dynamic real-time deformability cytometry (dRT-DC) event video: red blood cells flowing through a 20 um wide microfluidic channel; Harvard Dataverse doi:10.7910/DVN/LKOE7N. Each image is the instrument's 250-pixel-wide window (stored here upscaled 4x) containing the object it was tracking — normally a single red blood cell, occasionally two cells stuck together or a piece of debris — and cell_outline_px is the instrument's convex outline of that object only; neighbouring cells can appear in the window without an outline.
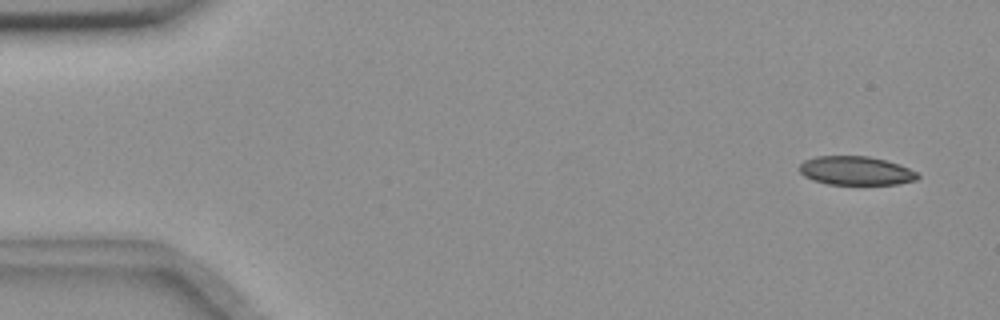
{"species": "common noctule bat (a hibernating species)", "species_latin": "Nyctalus noctula", "temperature_condition": "room temperature", "stored_images_in_passage": 6, "camera_frame_rate_fps": 3000, "um_per_image_px": 0.085, "animal": {"sex": "female", "body_mass_g": 18.4}, "frame": {"image": 1, "passage_image": 1, "time_ms": 0.0, "image_size_px": [1000, 320], "cell_outline_px": [[920, 176], [916, 180], [896, 184], [828, 184], [812, 180], [804, 176], [800, 172], [800, 164], [804, 160], [816, 156], [868, 156], [884, 160], [908, 168], [916, 172]], "centroid_in_image_um": [72.71, 14.51], "position_along_channel_um": 12.3, "area_um2": 19.65}}
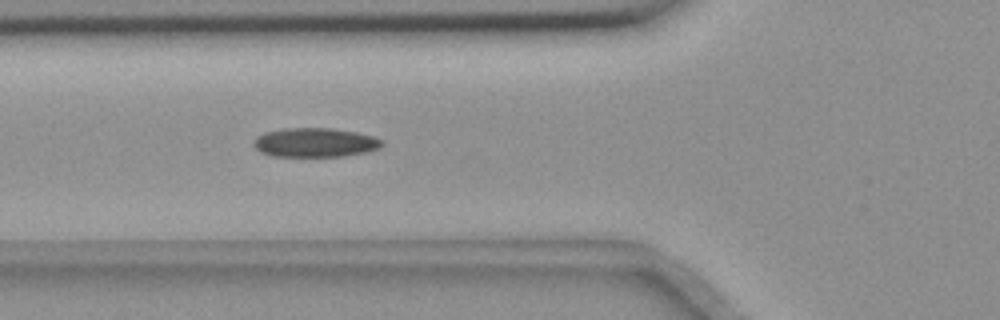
{"frame": {"image": 2, "passage_image": 6, "time_ms": 5.667, "image_size_px": [1000, 320], "cell_outline_px": [[384, 144], [380, 148], [368, 152], [344, 156], [272, 156], [260, 152], [252, 144], [256, 136], [264, 132], [284, 128], [332, 128], [356, 132], [372, 136], [384, 140]], "centroid_in_image_um": [26.79, 12.11], "position_along_channel_um": 99.0, "area_um2": 22.02}}